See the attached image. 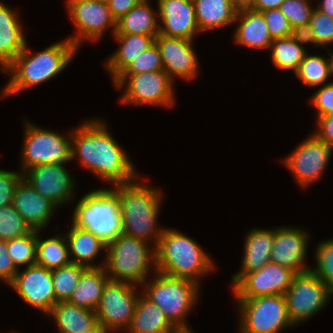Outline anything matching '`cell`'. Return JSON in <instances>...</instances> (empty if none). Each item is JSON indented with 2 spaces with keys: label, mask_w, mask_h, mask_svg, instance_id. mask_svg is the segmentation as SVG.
Instances as JSON below:
<instances>
[{
  "label": "cell",
  "mask_w": 333,
  "mask_h": 333,
  "mask_svg": "<svg viewBox=\"0 0 333 333\" xmlns=\"http://www.w3.org/2000/svg\"><path fill=\"white\" fill-rule=\"evenodd\" d=\"M154 43L159 49L164 71L172 80V75L191 79L197 74L198 61L191 46L192 40L158 34Z\"/></svg>",
  "instance_id": "cell-18"
},
{
  "label": "cell",
  "mask_w": 333,
  "mask_h": 333,
  "mask_svg": "<svg viewBox=\"0 0 333 333\" xmlns=\"http://www.w3.org/2000/svg\"><path fill=\"white\" fill-rule=\"evenodd\" d=\"M174 333H192L190 329H180L176 330Z\"/></svg>",
  "instance_id": "cell-51"
},
{
  "label": "cell",
  "mask_w": 333,
  "mask_h": 333,
  "mask_svg": "<svg viewBox=\"0 0 333 333\" xmlns=\"http://www.w3.org/2000/svg\"><path fill=\"white\" fill-rule=\"evenodd\" d=\"M21 178L20 173L0 170V208L12 204L15 187Z\"/></svg>",
  "instance_id": "cell-43"
},
{
  "label": "cell",
  "mask_w": 333,
  "mask_h": 333,
  "mask_svg": "<svg viewBox=\"0 0 333 333\" xmlns=\"http://www.w3.org/2000/svg\"><path fill=\"white\" fill-rule=\"evenodd\" d=\"M332 149L315 134L303 141L294 152L286 157L285 165L295 175L299 185L307 187L322 175Z\"/></svg>",
  "instance_id": "cell-15"
},
{
  "label": "cell",
  "mask_w": 333,
  "mask_h": 333,
  "mask_svg": "<svg viewBox=\"0 0 333 333\" xmlns=\"http://www.w3.org/2000/svg\"><path fill=\"white\" fill-rule=\"evenodd\" d=\"M25 171L22 178L56 206L71 200L74 181L63 163L37 165Z\"/></svg>",
  "instance_id": "cell-17"
},
{
  "label": "cell",
  "mask_w": 333,
  "mask_h": 333,
  "mask_svg": "<svg viewBox=\"0 0 333 333\" xmlns=\"http://www.w3.org/2000/svg\"><path fill=\"white\" fill-rule=\"evenodd\" d=\"M23 169L44 164H62L72 160L71 140L55 132L26 123Z\"/></svg>",
  "instance_id": "cell-11"
},
{
  "label": "cell",
  "mask_w": 333,
  "mask_h": 333,
  "mask_svg": "<svg viewBox=\"0 0 333 333\" xmlns=\"http://www.w3.org/2000/svg\"><path fill=\"white\" fill-rule=\"evenodd\" d=\"M158 8L163 24L159 34L193 40L196 31H200L193 0H158Z\"/></svg>",
  "instance_id": "cell-19"
},
{
  "label": "cell",
  "mask_w": 333,
  "mask_h": 333,
  "mask_svg": "<svg viewBox=\"0 0 333 333\" xmlns=\"http://www.w3.org/2000/svg\"><path fill=\"white\" fill-rule=\"evenodd\" d=\"M316 9L333 18V0H322Z\"/></svg>",
  "instance_id": "cell-50"
},
{
  "label": "cell",
  "mask_w": 333,
  "mask_h": 333,
  "mask_svg": "<svg viewBox=\"0 0 333 333\" xmlns=\"http://www.w3.org/2000/svg\"><path fill=\"white\" fill-rule=\"evenodd\" d=\"M295 74L306 85H321L332 75L330 58L326 60L321 56L306 54Z\"/></svg>",
  "instance_id": "cell-35"
},
{
  "label": "cell",
  "mask_w": 333,
  "mask_h": 333,
  "mask_svg": "<svg viewBox=\"0 0 333 333\" xmlns=\"http://www.w3.org/2000/svg\"><path fill=\"white\" fill-rule=\"evenodd\" d=\"M38 232L31 230L24 236L7 240V250L17 267L24 264H27V267L36 264Z\"/></svg>",
  "instance_id": "cell-36"
},
{
  "label": "cell",
  "mask_w": 333,
  "mask_h": 333,
  "mask_svg": "<svg viewBox=\"0 0 333 333\" xmlns=\"http://www.w3.org/2000/svg\"><path fill=\"white\" fill-rule=\"evenodd\" d=\"M102 122L92 120L70 133L71 156L84 167L113 185L127 184L137 178L131 161Z\"/></svg>",
  "instance_id": "cell-1"
},
{
  "label": "cell",
  "mask_w": 333,
  "mask_h": 333,
  "mask_svg": "<svg viewBox=\"0 0 333 333\" xmlns=\"http://www.w3.org/2000/svg\"><path fill=\"white\" fill-rule=\"evenodd\" d=\"M21 27L14 11L0 2V64L3 70L25 49Z\"/></svg>",
  "instance_id": "cell-23"
},
{
  "label": "cell",
  "mask_w": 333,
  "mask_h": 333,
  "mask_svg": "<svg viewBox=\"0 0 333 333\" xmlns=\"http://www.w3.org/2000/svg\"><path fill=\"white\" fill-rule=\"evenodd\" d=\"M87 267L75 263L52 270V282L56 303L67 301L78 285L82 272Z\"/></svg>",
  "instance_id": "cell-34"
},
{
  "label": "cell",
  "mask_w": 333,
  "mask_h": 333,
  "mask_svg": "<svg viewBox=\"0 0 333 333\" xmlns=\"http://www.w3.org/2000/svg\"><path fill=\"white\" fill-rule=\"evenodd\" d=\"M330 61H331V73L333 75V54H331Z\"/></svg>",
  "instance_id": "cell-52"
},
{
  "label": "cell",
  "mask_w": 333,
  "mask_h": 333,
  "mask_svg": "<svg viewBox=\"0 0 333 333\" xmlns=\"http://www.w3.org/2000/svg\"><path fill=\"white\" fill-rule=\"evenodd\" d=\"M121 103L157 104L171 106L174 103L172 79L164 70L145 72L130 76H117L114 83L118 88L128 79Z\"/></svg>",
  "instance_id": "cell-12"
},
{
  "label": "cell",
  "mask_w": 333,
  "mask_h": 333,
  "mask_svg": "<svg viewBox=\"0 0 333 333\" xmlns=\"http://www.w3.org/2000/svg\"><path fill=\"white\" fill-rule=\"evenodd\" d=\"M73 225L92 232L106 244L123 234L120 201L113 190L98 189L84 195L75 207Z\"/></svg>",
  "instance_id": "cell-5"
},
{
  "label": "cell",
  "mask_w": 333,
  "mask_h": 333,
  "mask_svg": "<svg viewBox=\"0 0 333 333\" xmlns=\"http://www.w3.org/2000/svg\"><path fill=\"white\" fill-rule=\"evenodd\" d=\"M262 13L265 17L269 33L273 40L287 38L296 34L289 20L279 8L269 9L263 11Z\"/></svg>",
  "instance_id": "cell-42"
},
{
  "label": "cell",
  "mask_w": 333,
  "mask_h": 333,
  "mask_svg": "<svg viewBox=\"0 0 333 333\" xmlns=\"http://www.w3.org/2000/svg\"><path fill=\"white\" fill-rule=\"evenodd\" d=\"M109 280L104 266L87 267L67 302L95 311Z\"/></svg>",
  "instance_id": "cell-26"
},
{
  "label": "cell",
  "mask_w": 333,
  "mask_h": 333,
  "mask_svg": "<svg viewBox=\"0 0 333 333\" xmlns=\"http://www.w3.org/2000/svg\"><path fill=\"white\" fill-rule=\"evenodd\" d=\"M155 255L156 271L194 282L214 267L209 256L195 241L172 229H163Z\"/></svg>",
  "instance_id": "cell-4"
},
{
  "label": "cell",
  "mask_w": 333,
  "mask_h": 333,
  "mask_svg": "<svg viewBox=\"0 0 333 333\" xmlns=\"http://www.w3.org/2000/svg\"><path fill=\"white\" fill-rule=\"evenodd\" d=\"M12 205L31 230L36 231L47 225L56 208L53 202L40 195L23 178L15 187Z\"/></svg>",
  "instance_id": "cell-21"
},
{
  "label": "cell",
  "mask_w": 333,
  "mask_h": 333,
  "mask_svg": "<svg viewBox=\"0 0 333 333\" xmlns=\"http://www.w3.org/2000/svg\"><path fill=\"white\" fill-rule=\"evenodd\" d=\"M236 20H241L234 35L237 43L250 48H270L273 39L262 12L253 9L238 11Z\"/></svg>",
  "instance_id": "cell-25"
},
{
  "label": "cell",
  "mask_w": 333,
  "mask_h": 333,
  "mask_svg": "<svg viewBox=\"0 0 333 333\" xmlns=\"http://www.w3.org/2000/svg\"><path fill=\"white\" fill-rule=\"evenodd\" d=\"M141 1L142 0H108L107 4L113 18L117 21Z\"/></svg>",
  "instance_id": "cell-47"
},
{
  "label": "cell",
  "mask_w": 333,
  "mask_h": 333,
  "mask_svg": "<svg viewBox=\"0 0 333 333\" xmlns=\"http://www.w3.org/2000/svg\"><path fill=\"white\" fill-rule=\"evenodd\" d=\"M303 35L307 42L326 46L333 42V18L313 9L309 27Z\"/></svg>",
  "instance_id": "cell-37"
},
{
  "label": "cell",
  "mask_w": 333,
  "mask_h": 333,
  "mask_svg": "<svg viewBox=\"0 0 333 333\" xmlns=\"http://www.w3.org/2000/svg\"><path fill=\"white\" fill-rule=\"evenodd\" d=\"M76 50L77 47L66 39L31 56L26 45L3 71L13 74L4 88L3 96H9L53 78L67 66Z\"/></svg>",
  "instance_id": "cell-2"
},
{
  "label": "cell",
  "mask_w": 333,
  "mask_h": 333,
  "mask_svg": "<svg viewBox=\"0 0 333 333\" xmlns=\"http://www.w3.org/2000/svg\"><path fill=\"white\" fill-rule=\"evenodd\" d=\"M48 315L54 317L61 333H105L94 310L67 301L57 302Z\"/></svg>",
  "instance_id": "cell-22"
},
{
  "label": "cell",
  "mask_w": 333,
  "mask_h": 333,
  "mask_svg": "<svg viewBox=\"0 0 333 333\" xmlns=\"http://www.w3.org/2000/svg\"><path fill=\"white\" fill-rule=\"evenodd\" d=\"M152 283H147L144 295L156 304L169 322L177 329H189L183 318L191 310L197 299L198 282L172 277L156 271Z\"/></svg>",
  "instance_id": "cell-7"
},
{
  "label": "cell",
  "mask_w": 333,
  "mask_h": 333,
  "mask_svg": "<svg viewBox=\"0 0 333 333\" xmlns=\"http://www.w3.org/2000/svg\"><path fill=\"white\" fill-rule=\"evenodd\" d=\"M113 35L121 44L117 52L109 58L105 67L114 80L135 58L154 44L155 39L152 36L138 34Z\"/></svg>",
  "instance_id": "cell-28"
},
{
  "label": "cell",
  "mask_w": 333,
  "mask_h": 333,
  "mask_svg": "<svg viewBox=\"0 0 333 333\" xmlns=\"http://www.w3.org/2000/svg\"><path fill=\"white\" fill-rule=\"evenodd\" d=\"M273 241L274 230L254 229L248 233L245 240L242 270L233 276V284H235L244 274L258 271L270 262Z\"/></svg>",
  "instance_id": "cell-24"
},
{
  "label": "cell",
  "mask_w": 333,
  "mask_h": 333,
  "mask_svg": "<svg viewBox=\"0 0 333 333\" xmlns=\"http://www.w3.org/2000/svg\"><path fill=\"white\" fill-rule=\"evenodd\" d=\"M68 12L77 27L78 34L69 37L77 48L83 39L98 40L106 27L116 31V20L113 18L107 2L98 0H68Z\"/></svg>",
  "instance_id": "cell-14"
},
{
  "label": "cell",
  "mask_w": 333,
  "mask_h": 333,
  "mask_svg": "<svg viewBox=\"0 0 333 333\" xmlns=\"http://www.w3.org/2000/svg\"><path fill=\"white\" fill-rule=\"evenodd\" d=\"M18 268L7 250V241L0 240V279L11 283L18 272Z\"/></svg>",
  "instance_id": "cell-45"
},
{
  "label": "cell",
  "mask_w": 333,
  "mask_h": 333,
  "mask_svg": "<svg viewBox=\"0 0 333 333\" xmlns=\"http://www.w3.org/2000/svg\"><path fill=\"white\" fill-rule=\"evenodd\" d=\"M328 287L311 270L296 274L284 294L287 313L293 324L316 314L327 303Z\"/></svg>",
  "instance_id": "cell-10"
},
{
  "label": "cell",
  "mask_w": 333,
  "mask_h": 333,
  "mask_svg": "<svg viewBox=\"0 0 333 333\" xmlns=\"http://www.w3.org/2000/svg\"><path fill=\"white\" fill-rule=\"evenodd\" d=\"M241 315L239 333H279L293 325L286 307L284 295L258 296L237 299Z\"/></svg>",
  "instance_id": "cell-8"
},
{
  "label": "cell",
  "mask_w": 333,
  "mask_h": 333,
  "mask_svg": "<svg viewBox=\"0 0 333 333\" xmlns=\"http://www.w3.org/2000/svg\"><path fill=\"white\" fill-rule=\"evenodd\" d=\"M295 275L291 269L270 261L258 271L244 274L233 284L234 295L237 299L284 295Z\"/></svg>",
  "instance_id": "cell-13"
},
{
  "label": "cell",
  "mask_w": 333,
  "mask_h": 333,
  "mask_svg": "<svg viewBox=\"0 0 333 333\" xmlns=\"http://www.w3.org/2000/svg\"><path fill=\"white\" fill-rule=\"evenodd\" d=\"M71 263L83 265L85 267H101L88 264L92 259L96 258L100 249H106V243L85 229H81L72 224L70 231L66 236Z\"/></svg>",
  "instance_id": "cell-31"
},
{
  "label": "cell",
  "mask_w": 333,
  "mask_h": 333,
  "mask_svg": "<svg viewBox=\"0 0 333 333\" xmlns=\"http://www.w3.org/2000/svg\"><path fill=\"white\" fill-rule=\"evenodd\" d=\"M10 285L26 303L47 315L56 304L52 271L41 265L33 264L17 272Z\"/></svg>",
  "instance_id": "cell-16"
},
{
  "label": "cell",
  "mask_w": 333,
  "mask_h": 333,
  "mask_svg": "<svg viewBox=\"0 0 333 333\" xmlns=\"http://www.w3.org/2000/svg\"><path fill=\"white\" fill-rule=\"evenodd\" d=\"M319 130L314 134L325 142L331 149L333 148V114L318 118Z\"/></svg>",
  "instance_id": "cell-46"
},
{
  "label": "cell",
  "mask_w": 333,
  "mask_h": 333,
  "mask_svg": "<svg viewBox=\"0 0 333 333\" xmlns=\"http://www.w3.org/2000/svg\"><path fill=\"white\" fill-rule=\"evenodd\" d=\"M146 241L120 234L115 240L106 244L104 268L110 273L109 279L129 283L146 284L148 268L152 261L155 268V250L147 248ZM152 259V260H151ZM154 259V260H153ZM112 275V276H111Z\"/></svg>",
  "instance_id": "cell-6"
},
{
  "label": "cell",
  "mask_w": 333,
  "mask_h": 333,
  "mask_svg": "<svg viewBox=\"0 0 333 333\" xmlns=\"http://www.w3.org/2000/svg\"><path fill=\"white\" fill-rule=\"evenodd\" d=\"M158 70H164V68L159 49L154 43L135 58L118 76H130Z\"/></svg>",
  "instance_id": "cell-41"
},
{
  "label": "cell",
  "mask_w": 333,
  "mask_h": 333,
  "mask_svg": "<svg viewBox=\"0 0 333 333\" xmlns=\"http://www.w3.org/2000/svg\"><path fill=\"white\" fill-rule=\"evenodd\" d=\"M294 228H278L274 230L273 248L270 261L291 269L296 274L310 271L304 267L308 233Z\"/></svg>",
  "instance_id": "cell-20"
},
{
  "label": "cell",
  "mask_w": 333,
  "mask_h": 333,
  "mask_svg": "<svg viewBox=\"0 0 333 333\" xmlns=\"http://www.w3.org/2000/svg\"><path fill=\"white\" fill-rule=\"evenodd\" d=\"M113 191L120 201L123 234L146 242L154 238L155 250L163 232V229H155L161 193L146 185L131 182L115 185Z\"/></svg>",
  "instance_id": "cell-3"
},
{
  "label": "cell",
  "mask_w": 333,
  "mask_h": 333,
  "mask_svg": "<svg viewBox=\"0 0 333 333\" xmlns=\"http://www.w3.org/2000/svg\"><path fill=\"white\" fill-rule=\"evenodd\" d=\"M38 236L36 264L52 271L71 263V260L68 259L69 247L65 236H56L46 240H41Z\"/></svg>",
  "instance_id": "cell-33"
},
{
  "label": "cell",
  "mask_w": 333,
  "mask_h": 333,
  "mask_svg": "<svg viewBox=\"0 0 333 333\" xmlns=\"http://www.w3.org/2000/svg\"><path fill=\"white\" fill-rule=\"evenodd\" d=\"M147 0H142L126 15L116 21L114 34H138L152 36L154 39L159 34V24Z\"/></svg>",
  "instance_id": "cell-29"
},
{
  "label": "cell",
  "mask_w": 333,
  "mask_h": 333,
  "mask_svg": "<svg viewBox=\"0 0 333 333\" xmlns=\"http://www.w3.org/2000/svg\"><path fill=\"white\" fill-rule=\"evenodd\" d=\"M133 283L109 280L95 309L99 327L105 332H115L129 327L138 296Z\"/></svg>",
  "instance_id": "cell-9"
},
{
  "label": "cell",
  "mask_w": 333,
  "mask_h": 333,
  "mask_svg": "<svg viewBox=\"0 0 333 333\" xmlns=\"http://www.w3.org/2000/svg\"><path fill=\"white\" fill-rule=\"evenodd\" d=\"M300 43H308L301 33L287 38L274 39L270 46L273 64L279 69H292L296 72L306 56V51Z\"/></svg>",
  "instance_id": "cell-32"
},
{
  "label": "cell",
  "mask_w": 333,
  "mask_h": 333,
  "mask_svg": "<svg viewBox=\"0 0 333 333\" xmlns=\"http://www.w3.org/2000/svg\"><path fill=\"white\" fill-rule=\"evenodd\" d=\"M30 231L31 228L12 204L0 208V240L21 237Z\"/></svg>",
  "instance_id": "cell-39"
},
{
  "label": "cell",
  "mask_w": 333,
  "mask_h": 333,
  "mask_svg": "<svg viewBox=\"0 0 333 333\" xmlns=\"http://www.w3.org/2000/svg\"><path fill=\"white\" fill-rule=\"evenodd\" d=\"M200 31L216 29L235 21L232 0H193Z\"/></svg>",
  "instance_id": "cell-30"
},
{
  "label": "cell",
  "mask_w": 333,
  "mask_h": 333,
  "mask_svg": "<svg viewBox=\"0 0 333 333\" xmlns=\"http://www.w3.org/2000/svg\"><path fill=\"white\" fill-rule=\"evenodd\" d=\"M279 9L296 33L303 34L308 29L313 11L308 0H284Z\"/></svg>",
  "instance_id": "cell-38"
},
{
  "label": "cell",
  "mask_w": 333,
  "mask_h": 333,
  "mask_svg": "<svg viewBox=\"0 0 333 333\" xmlns=\"http://www.w3.org/2000/svg\"><path fill=\"white\" fill-rule=\"evenodd\" d=\"M316 269H310L333 294V239L321 242L316 251Z\"/></svg>",
  "instance_id": "cell-40"
},
{
  "label": "cell",
  "mask_w": 333,
  "mask_h": 333,
  "mask_svg": "<svg viewBox=\"0 0 333 333\" xmlns=\"http://www.w3.org/2000/svg\"><path fill=\"white\" fill-rule=\"evenodd\" d=\"M284 0H256L254 11L263 12L269 9H278Z\"/></svg>",
  "instance_id": "cell-48"
},
{
  "label": "cell",
  "mask_w": 333,
  "mask_h": 333,
  "mask_svg": "<svg viewBox=\"0 0 333 333\" xmlns=\"http://www.w3.org/2000/svg\"><path fill=\"white\" fill-rule=\"evenodd\" d=\"M129 333H174L177 329L164 312L144 294L138 297Z\"/></svg>",
  "instance_id": "cell-27"
},
{
  "label": "cell",
  "mask_w": 333,
  "mask_h": 333,
  "mask_svg": "<svg viewBox=\"0 0 333 333\" xmlns=\"http://www.w3.org/2000/svg\"><path fill=\"white\" fill-rule=\"evenodd\" d=\"M311 101L317 109L318 118L333 114V83L323 85Z\"/></svg>",
  "instance_id": "cell-44"
},
{
  "label": "cell",
  "mask_w": 333,
  "mask_h": 333,
  "mask_svg": "<svg viewBox=\"0 0 333 333\" xmlns=\"http://www.w3.org/2000/svg\"><path fill=\"white\" fill-rule=\"evenodd\" d=\"M232 3L235 10L238 12L243 10L254 9L256 0H232Z\"/></svg>",
  "instance_id": "cell-49"
}]
</instances>
